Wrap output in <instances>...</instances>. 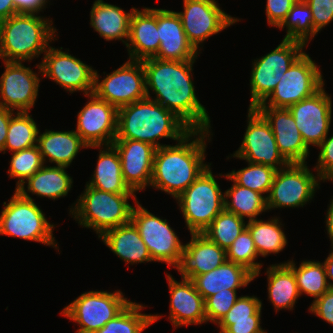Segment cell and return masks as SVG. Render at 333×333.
<instances>
[{
	"label": "cell",
	"instance_id": "cell-36",
	"mask_svg": "<svg viewBox=\"0 0 333 333\" xmlns=\"http://www.w3.org/2000/svg\"><path fill=\"white\" fill-rule=\"evenodd\" d=\"M143 308L144 306L139 303L130 302L117 316L94 333H142L144 329L161 318L157 314L141 313Z\"/></svg>",
	"mask_w": 333,
	"mask_h": 333
},
{
	"label": "cell",
	"instance_id": "cell-46",
	"mask_svg": "<svg viewBox=\"0 0 333 333\" xmlns=\"http://www.w3.org/2000/svg\"><path fill=\"white\" fill-rule=\"evenodd\" d=\"M260 308L262 301L256 296H241L222 320L250 319Z\"/></svg>",
	"mask_w": 333,
	"mask_h": 333
},
{
	"label": "cell",
	"instance_id": "cell-40",
	"mask_svg": "<svg viewBox=\"0 0 333 333\" xmlns=\"http://www.w3.org/2000/svg\"><path fill=\"white\" fill-rule=\"evenodd\" d=\"M277 169L259 164L248 162V167L238 171L232 170L227 175L239 186L257 191L267 198Z\"/></svg>",
	"mask_w": 333,
	"mask_h": 333
},
{
	"label": "cell",
	"instance_id": "cell-13",
	"mask_svg": "<svg viewBox=\"0 0 333 333\" xmlns=\"http://www.w3.org/2000/svg\"><path fill=\"white\" fill-rule=\"evenodd\" d=\"M99 77L95 70L93 93L117 109L147 97L142 61L127 60L101 82Z\"/></svg>",
	"mask_w": 333,
	"mask_h": 333
},
{
	"label": "cell",
	"instance_id": "cell-39",
	"mask_svg": "<svg viewBox=\"0 0 333 333\" xmlns=\"http://www.w3.org/2000/svg\"><path fill=\"white\" fill-rule=\"evenodd\" d=\"M246 227L247 223L243 218L224 209L214 218L202 234L224 250H227Z\"/></svg>",
	"mask_w": 333,
	"mask_h": 333
},
{
	"label": "cell",
	"instance_id": "cell-33",
	"mask_svg": "<svg viewBox=\"0 0 333 333\" xmlns=\"http://www.w3.org/2000/svg\"><path fill=\"white\" fill-rule=\"evenodd\" d=\"M227 180L234 184L224 192L225 210L249 220L257 219L262 212L267 211V198L263 194L249 188L237 185L227 174ZM230 198V201L229 199Z\"/></svg>",
	"mask_w": 333,
	"mask_h": 333
},
{
	"label": "cell",
	"instance_id": "cell-7",
	"mask_svg": "<svg viewBox=\"0 0 333 333\" xmlns=\"http://www.w3.org/2000/svg\"><path fill=\"white\" fill-rule=\"evenodd\" d=\"M0 215V235L40 242L56 249L53 237L54 224L47 221L45 214L34 202V199L23 197L15 189L12 198L3 203Z\"/></svg>",
	"mask_w": 333,
	"mask_h": 333
},
{
	"label": "cell",
	"instance_id": "cell-4",
	"mask_svg": "<svg viewBox=\"0 0 333 333\" xmlns=\"http://www.w3.org/2000/svg\"><path fill=\"white\" fill-rule=\"evenodd\" d=\"M52 20L37 13L19 12L0 21V59L3 61H31L45 53L54 40Z\"/></svg>",
	"mask_w": 333,
	"mask_h": 333
},
{
	"label": "cell",
	"instance_id": "cell-10",
	"mask_svg": "<svg viewBox=\"0 0 333 333\" xmlns=\"http://www.w3.org/2000/svg\"><path fill=\"white\" fill-rule=\"evenodd\" d=\"M323 76L309 54L303 52L281 77L270 96L258 106L289 108L324 87Z\"/></svg>",
	"mask_w": 333,
	"mask_h": 333
},
{
	"label": "cell",
	"instance_id": "cell-12",
	"mask_svg": "<svg viewBox=\"0 0 333 333\" xmlns=\"http://www.w3.org/2000/svg\"><path fill=\"white\" fill-rule=\"evenodd\" d=\"M131 222L138 229L153 262H165L168 266H177L184 244L166 219L153 215L137 201L136 208L132 210Z\"/></svg>",
	"mask_w": 333,
	"mask_h": 333
},
{
	"label": "cell",
	"instance_id": "cell-34",
	"mask_svg": "<svg viewBox=\"0 0 333 333\" xmlns=\"http://www.w3.org/2000/svg\"><path fill=\"white\" fill-rule=\"evenodd\" d=\"M279 218L268 221L261 219L248 220L247 228L252 235L258 255L266 257L273 253L278 254L287 245V237L282 230Z\"/></svg>",
	"mask_w": 333,
	"mask_h": 333
},
{
	"label": "cell",
	"instance_id": "cell-38",
	"mask_svg": "<svg viewBox=\"0 0 333 333\" xmlns=\"http://www.w3.org/2000/svg\"><path fill=\"white\" fill-rule=\"evenodd\" d=\"M286 26V40L302 42L307 46L309 39L318 33L314 30L313 16L310 6L304 0H298L293 6L283 23L278 27Z\"/></svg>",
	"mask_w": 333,
	"mask_h": 333
},
{
	"label": "cell",
	"instance_id": "cell-28",
	"mask_svg": "<svg viewBox=\"0 0 333 333\" xmlns=\"http://www.w3.org/2000/svg\"><path fill=\"white\" fill-rule=\"evenodd\" d=\"M99 238L117 257L128 264L153 261L138 229L132 222L108 230Z\"/></svg>",
	"mask_w": 333,
	"mask_h": 333
},
{
	"label": "cell",
	"instance_id": "cell-21",
	"mask_svg": "<svg viewBox=\"0 0 333 333\" xmlns=\"http://www.w3.org/2000/svg\"><path fill=\"white\" fill-rule=\"evenodd\" d=\"M112 145L119 154L122 176L129 188L137 192L150 186L156 148L149 143L129 139H115Z\"/></svg>",
	"mask_w": 333,
	"mask_h": 333
},
{
	"label": "cell",
	"instance_id": "cell-41",
	"mask_svg": "<svg viewBox=\"0 0 333 333\" xmlns=\"http://www.w3.org/2000/svg\"><path fill=\"white\" fill-rule=\"evenodd\" d=\"M226 254L227 261L245 267L254 275V279L260 274L262 264L255 262L259 255L247 227L233 241Z\"/></svg>",
	"mask_w": 333,
	"mask_h": 333
},
{
	"label": "cell",
	"instance_id": "cell-37",
	"mask_svg": "<svg viewBox=\"0 0 333 333\" xmlns=\"http://www.w3.org/2000/svg\"><path fill=\"white\" fill-rule=\"evenodd\" d=\"M15 113L10 119L3 153L7 150L13 153L38 145L39 130L32 115H29V111Z\"/></svg>",
	"mask_w": 333,
	"mask_h": 333
},
{
	"label": "cell",
	"instance_id": "cell-8",
	"mask_svg": "<svg viewBox=\"0 0 333 333\" xmlns=\"http://www.w3.org/2000/svg\"><path fill=\"white\" fill-rule=\"evenodd\" d=\"M304 47L307 46L302 42L283 38L274 50L254 60L250 77L249 108H256L270 96L284 73L304 52Z\"/></svg>",
	"mask_w": 333,
	"mask_h": 333
},
{
	"label": "cell",
	"instance_id": "cell-24",
	"mask_svg": "<svg viewBox=\"0 0 333 333\" xmlns=\"http://www.w3.org/2000/svg\"><path fill=\"white\" fill-rule=\"evenodd\" d=\"M157 29L160 46L156 59L188 61L197 59V51L184 32L180 17L175 11L157 9Z\"/></svg>",
	"mask_w": 333,
	"mask_h": 333
},
{
	"label": "cell",
	"instance_id": "cell-17",
	"mask_svg": "<svg viewBox=\"0 0 333 333\" xmlns=\"http://www.w3.org/2000/svg\"><path fill=\"white\" fill-rule=\"evenodd\" d=\"M86 96L90 101L78 112L74 131L89 148L111 145L117 135L118 109L94 93Z\"/></svg>",
	"mask_w": 333,
	"mask_h": 333
},
{
	"label": "cell",
	"instance_id": "cell-27",
	"mask_svg": "<svg viewBox=\"0 0 333 333\" xmlns=\"http://www.w3.org/2000/svg\"><path fill=\"white\" fill-rule=\"evenodd\" d=\"M135 9L132 7L131 11L126 13L116 5L95 0L90 11V25L106 41L121 40L126 45L129 39L131 17Z\"/></svg>",
	"mask_w": 333,
	"mask_h": 333
},
{
	"label": "cell",
	"instance_id": "cell-19",
	"mask_svg": "<svg viewBox=\"0 0 333 333\" xmlns=\"http://www.w3.org/2000/svg\"><path fill=\"white\" fill-rule=\"evenodd\" d=\"M5 71L0 79V106L28 112L38 96L40 78L22 62L4 61Z\"/></svg>",
	"mask_w": 333,
	"mask_h": 333
},
{
	"label": "cell",
	"instance_id": "cell-43",
	"mask_svg": "<svg viewBox=\"0 0 333 333\" xmlns=\"http://www.w3.org/2000/svg\"><path fill=\"white\" fill-rule=\"evenodd\" d=\"M238 299L237 289H226V291H219L209 296L205 300L207 322L210 321L218 324Z\"/></svg>",
	"mask_w": 333,
	"mask_h": 333
},
{
	"label": "cell",
	"instance_id": "cell-15",
	"mask_svg": "<svg viewBox=\"0 0 333 333\" xmlns=\"http://www.w3.org/2000/svg\"><path fill=\"white\" fill-rule=\"evenodd\" d=\"M184 12H176L189 42L197 50L207 38L240 21L220 9L215 0H183Z\"/></svg>",
	"mask_w": 333,
	"mask_h": 333
},
{
	"label": "cell",
	"instance_id": "cell-22",
	"mask_svg": "<svg viewBox=\"0 0 333 333\" xmlns=\"http://www.w3.org/2000/svg\"><path fill=\"white\" fill-rule=\"evenodd\" d=\"M191 240L184 245L179 263L175 267L182 279L191 280L205 274L227 261L226 250L209 240L202 233H191Z\"/></svg>",
	"mask_w": 333,
	"mask_h": 333
},
{
	"label": "cell",
	"instance_id": "cell-29",
	"mask_svg": "<svg viewBox=\"0 0 333 333\" xmlns=\"http://www.w3.org/2000/svg\"><path fill=\"white\" fill-rule=\"evenodd\" d=\"M38 147L44 163L46 158L56 166H70L81 148H89L74 131L47 130L38 135Z\"/></svg>",
	"mask_w": 333,
	"mask_h": 333
},
{
	"label": "cell",
	"instance_id": "cell-32",
	"mask_svg": "<svg viewBox=\"0 0 333 333\" xmlns=\"http://www.w3.org/2000/svg\"><path fill=\"white\" fill-rule=\"evenodd\" d=\"M268 278V299L276 312L282 309L292 310L300 296L294 271L286 264L269 266L266 270Z\"/></svg>",
	"mask_w": 333,
	"mask_h": 333
},
{
	"label": "cell",
	"instance_id": "cell-35",
	"mask_svg": "<svg viewBox=\"0 0 333 333\" xmlns=\"http://www.w3.org/2000/svg\"><path fill=\"white\" fill-rule=\"evenodd\" d=\"M286 264L294 271L300 296L305 293L317 299L330 288L325 266L320 261H302L298 268L293 260Z\"/></svg>",
	"mask_w": 333,
	"mask_h": 333
},
{
	"label": "cell",
	"instance_id": "cell-3",
	"mask_svg": "<svg viewBox=\"0 0 333 333\" xmlns=\"http://www.w3.org/2000/svg\"><path fill=\"white\" fill-rule=\"evenodd\" d=\"M191 130L174 112L148 97L118 108L116 139L138 140L157 149L164 146L159 139L178 142Z\"/></svg>",
	"mask_w": 333,
	"mask_h": 333
},
{
	"label": "cell",
	"instance_id": "cell-51",
	"mask_svg": "<svg viewBox=\"0 0 333 333\" xmlns=\"http://www.w3.org/2000/svg\"><path fill=\"white\" fill-rule=\"evenodd\" d=\"M14 111L0 106V152L4 150L8 126Z\"/></svg>",
	"mask_w": 333,
	"mask_h": 333
},
{
	"label": "cell",
	"instance_id": "cell-11",
	"mask_svg": "<svg viewBox=\"0 0 333 333\" xmlns=\"http://www.w3.org/2000/svg\"><path fill=\"white\" fill-rule=\"evenodd\" d=\"M321 180L306 163H289L275 174L267 194V209L303 207L312 200Z\"/></svg>",
	"mask_w": 333,
	"mask_h": 333
},
{
	"label": "cell",
	"instance_id": "cell-20",
	"mask_svg": "<svg viewBox=\"0 0 333 333\" xmlns=\"http://www.w3.org/2000/svg\"><path fill=\"white\" fill-rule=\"evenodd\" d=\"M270 125L280 154L288 163H307L309 148L304 143L295 119L288 108L257 106Z\"/></svg>",
	"mask_w": 333,
	"mask_h": 333
},
{
	"label": "cell",
	"instance_id": "cell-54",
	"mask_svg": "<svg viewBox=\"0 0 333 333\" xmlns=\"http://www.w3.org/2000/svg\"><path fill=\"white\" fill-rule=\"evenodd\" d=\"M326 229L327 234L329 235L331 246L333 245V199L330 202L328 207V211L326 214Z\"/></svg>",
	"mask_w": 333,
	"mask_h": 333
},
{
	"label": "cell",
	"instance_id": "cell-1",
	"mask_svg": "<svg viewBox=\"0 0 333 333\" xmlns=\"http://www.w3.org/2000/svg\"><path fill=\"white\" fill-rule=\"evenodd\" d=\"M195 60H142L145 70L146 95L162 107L174 112L192 130H209L210 117L198 100L193 85L192 67ZM150 90L156 94L150 97Z\"/></svg>",
	"mask_w": 333,
	"mask_h": 333
},
{
	"label": "cell",
	"instance_id": "cell-47",
	"mask_svg": "<svg viewBox=\"0 0 333 333\" xmlns=\"http://www.w3.org/2000/svg\"><path fill=\"white\" fill-rule=\"evenodd\" d=\"M311 8L314 30L318 33L333 21V0H304Z\"/></svg>",
	"mask_w": 333,
	"mask_h": 333
},
{
	"label": "cell",
	"instance_id": "cell-23",
	"mask_svg": "<svg viewBox=\"0 0 333 333\" xmlns=\"http://www.w3.org/2000/svg\"><path fill=\"white\" fill-rule=\"evenodd\" d=\"M166 276L170 291L169 319L174 328L206 323L205 300L193 282L186 278L178 282L168 273Z\"/></svg>",
	"mask_w": 333,
	"mask_h": 333
},
{
	"label": "cell",
	"instance_id": "cell-26",
	"mask_svg": "<svg viewBox=\"0 0 333 333\" xmlns=\"http://www.w3.org/2000/svg\"><path fill=\"white\" fill-rule=\"evenodd\" d=\"M253 280L254 275L249 270L229 261L210 272L194 276L191 279L204 300L219 291L246 287Z\"/></svg>",
	"mask_w": 333,
	"mask_h": 333
},
{
	"label": "cell",
	"instance_id": "cell-45",
	"mask_svg": "<svg viewBox=\"0 0 333 333\" xmlns=\"http://www.w3.org/2000/svg\"><path fill=\"white\" fill-rule=\"evenodd\" d=\"M320 149L317 165L314 167L317 175L323 180L333 181V136L328 135L317 146Z\"/></svg>",
	"mask_w": 333,
	"mask_h": 333
},
{
	"label": "cell",
	"instance_id": "cell-48",
	"mask_svg": "<svg viewBox=\"0 0 333 333\" xmlns=\"http://www.w3.org/2000/svg\"><path fill=\"white\" fill-rule=\"evenodd\" d=\"M297 1L298 0H267L266 15L268 24L278 28Z\"/></svg>",
	"mask_w": 333,
	"mask_h": 333
},
{
	"label": "cell",
	"instance_id": "cell-53",
	"mask_svg": "<svg viewBox=\"0 0 333 333\" xmlns=\"http://www.w3.org/2000/svg\"><path fill=\"white\" fill-rule=\"evenodd\" d=\"M332 250L330 251L331 253H329L328 257L325 259L324 261V266L326 269V276L327 279H329L330 281H333V245H332ZM328 281L329 287L333 288V282Z\"/></svg>",
	"mask_w": 333,
	"mask_h": 333
},
{
	"label": "cell",
	"instance_id": "cell-2",
	"mask_svg": "<svg viewBox=\"0 0 333 333\" xmlns=\"http://www.w3.org/2000/svg\"><path fill=\"white\" fill-rule=\"evenodd\" d=\"M209 133L210 130H191L178 144H164L157 148L150 186L175 199L180 196L211 165L204 163L207 146L205 138H209Z\"/></svg>",
	"mask_w": 333,
	"mask_h": 333
},
{
	"label": "cell",
	"instance_id": "cell-52",
	"mask_svg": "<svg viewBox=\"0 0 333 333\" xmlns=\"http://www.w3.org/2000/svg\"><path fill=\"white\" fill-rule=\"evenodd\" d=\"M19 13L12 0H0V21Z\"/></svg>",
	"mask_w": 333,
	"mask_h": 333
},
{
	"label": "cell",
	"instance_id": "cell-49",
	"mask_svg": "<svg viewBox=\"0 0 333 333\" xmlns=\"http://www.w3.org/2000/svg\"><path fill=\"white\" fill-rule=\"evenodd\" d=\"M309 311L333 325V288H329L322 296L313 300Z\"/></svg>",
	"mask_w": 333,
	"mask_h": 333
},
{
	"label": "cell",
	"instance_id": "cell-44",
	"mask_svg": "<svg viewBox=\"0 0 333 333\" xmlns=\"http://www.w3.org/2000/svg\"><path fill=\"white\" fill-rule=\"evenodd\" d=\"M260 308L250 319L242 320H221L217 325L220 327L219 333H264L261 323Z\"/></svg>",
	"mask_w": 333,
	"mask_h": 333
},
{
	"label": "cell",
	"instance_id": "cell-50",
	"mask_svg": "<svg viewBox=\"0 0 333 333\" xmlns=\"http://www.w3.org/2000/svg\"><path fill=\"white\" fill-rule=\"evenodd\" d=\"M17 11L23 13H40L46 8L47 0H12Z\"/></svg>",
	"mask_w": 333,
	"mask_h": 333
},
{
	"label": "cell",
	"instance_id": "cell-30",
	"mask_svg": "<svg viewBox=\"0 0 333 333\" xmlns=\"http://www.w3.org/2000/svg\"><path fill=\"white\" fill-rule=\"evenodd\" d=\"M66 168L64 166L49 167L44 165L26 180L28 190H26L25 185H21L16 191L28 199H32L28 192L54 200L64 197L71 190L73 183L72 177L65 170Z\"/></svg>",
	"mask_w": 333,
	"mask_h": 333
},
{
	"label": "cell",
	"instance_id": "cell-16",
	"mask_svg": "<svg viewBox=\"0 0 333 333\" xmlns=\"http://www.w3.org/2000/svg\"><path fill=\"white\" fill-rule=\"evenodd\" d=\"M61 49L63 48L48 47L42 62L36 65L39 72L70 93L75 91H84V95L93 93L95 70Z\"/></svg>",
	"mask_w": 333,
	"mask_h": 333
},
{
	"label": "cell",
	"instance_id": "cell-5",
	"mask_svg": "<svg viewBox=\"0 0 333 333\" xmlns=\"http://www.w3.org/2000/svg\"><path fill=\"white\" fill-rule=\"evenodd\" d=\"M129 198L137 202L135 194L110 193L86 184L70 213L79 225L96 231L99 238L106 231L131 222L134 207L128 203Z\"/></svg>",
	"mask_w": 333,
	"mask_h": 333
},
{
	"label": "cell",
	"instance_id": "cell-14",
	"mask_svg": "<svg viewBox=\"0 0 333 333\" xmlns=\"http://www.w3.org/2000/svg\"><path fill=\"white\" fill-rule=\"evenodd\" d=\"M247 123L242 143L233 157L277 170L286 167L289 163L280 154L270 125L255 108H248Z\"/></svg>",
	"mask_w": 333,
	"mask_h": 333
},
{
	"label": "cell",
	"instance_id": "cell-25",
	"mask_svg": "<svg viewBox=\"0 0 333 333\" xmlns=\"http://www.w3.org/2000/svg\"><path fill=\"white\" fill-rule=\"evenodd\" d=\"M128 41L126 47L129 60L142 61L157 55L160 46L157 8L134 10L130 21Z\"/></svg>",
	"mask_w": 333,
	"mask_h": 333
},
{
	"label": "cell",
	"instance_id": "cell-9",
	"mask_svg": "<svg viewBox=\"0 0 333 333\" xmlns=\"http://www.w3.org/2000/svg\"><path fill=\"white\" fill-rule=\"evenodd\" d=\"M131 301L120 290L89 291L66 306L61 314L80 327L76 333H94L117 316Z\"/></svg>",
	"mask_w": 333,
	"mask_h": 333
},
{
	"label": "cell",
	"instance_id": "cell-6",
	"mask_svg": "<svg viewBox=\"0 0 333 333\" xmlns=\"http://www.w3.org/2000/svg\"><path fill=\"white\" fill-rule=\"evenodd\" d=\"M191 233H202L225 209V198L210 166L176 198Z\"/></svg>",
	"mask_w": 333,
	"mask_h": 333
},
{
	"label": "cell",
	"instance_id": "cell-42",
	"mask_svg": "<svg viewBox=\"0 0 333 333\" xmlns=\"http://www.w3.org/2000/svg\"><path fill=\"white\" fill-rule=\"evenodd\" d=\"M44 166V161L38 145L12 153L8 174L11 178L19 179L16 189L25 185V180Z\"/></svg>",
	"mask_w": 333,
	"mask_h": 333
},
{
	"label": "cell",
	"instance_id": "cell-31",
	"mask_svg": "<svg viewBox=\"0 0 333 333\" xmlns=\"http://www.w3.org/2000/svg\"><path fill=\"white\" fill-rule=\"evenodd\" d=\"M104 147L105 149L101 148L99 152L94 175L87 185L110 193L135 194L124 182L121 160L116 148L112 144Z\"/></svg>",
	"mask_w": 333,
	"mask_h": 333
},
{
	"label": "cell",
	"instance_id": "cell-18",
	"mask_svg": "<svg viewBox=\"0 0 333 333\" xmlns=\"http://www.w3.org/2000/svg\"><path fill=\"white\" fill-rule=\"evenodd\" d=\"M325 88L291 105L288 109L295 119L306 146H318L328 135L332 119V101Z\"/></svg>",
	"mask_w": 333,
	"mask_h": 333
}]
</instances>
